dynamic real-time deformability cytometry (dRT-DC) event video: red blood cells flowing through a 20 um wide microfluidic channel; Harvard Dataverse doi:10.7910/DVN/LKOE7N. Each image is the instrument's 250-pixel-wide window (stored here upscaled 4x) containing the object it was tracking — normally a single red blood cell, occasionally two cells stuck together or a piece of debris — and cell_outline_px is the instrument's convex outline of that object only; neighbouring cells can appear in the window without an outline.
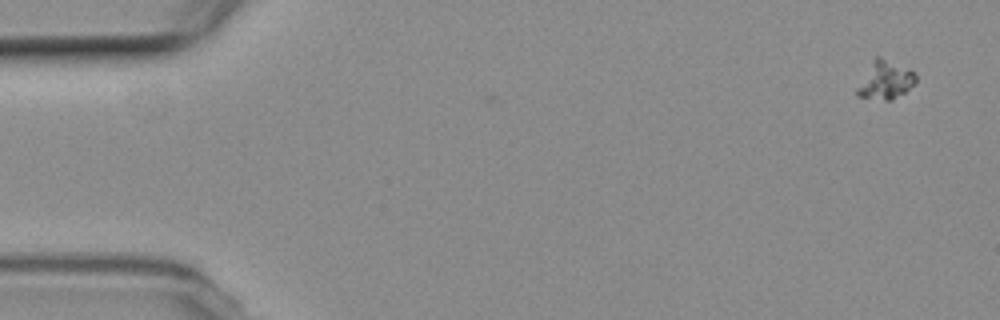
{"species": "common noctule bat (a hibernating species)", "species_latin": "Nyctalus noctula", "temperature_condition": "room temperature", "stored_images_in_passage": 56, "camera_frame_rate_fps": 3000, "um_per_image_px": 0.085, "animal": {"sex": "female", "body_mass_g": 19.3, "forearm_length_mm": 54.1}, "frame": {"image": 1, "passage_image": 1, "time_ms": 0.0, "image_size_px": [1000, 320], "cell_outline_px": [[916, 80], [904, 92], [892, 100], [884, 100], [856, 96], [856, 88], [872, 60], [876, 56], [880, 56], [912, 72], [916, 76]], "centroid_in_image_um": [75.18, 6.83], "position_along_channel_um": 9.8, "area_um2": 12.6}}
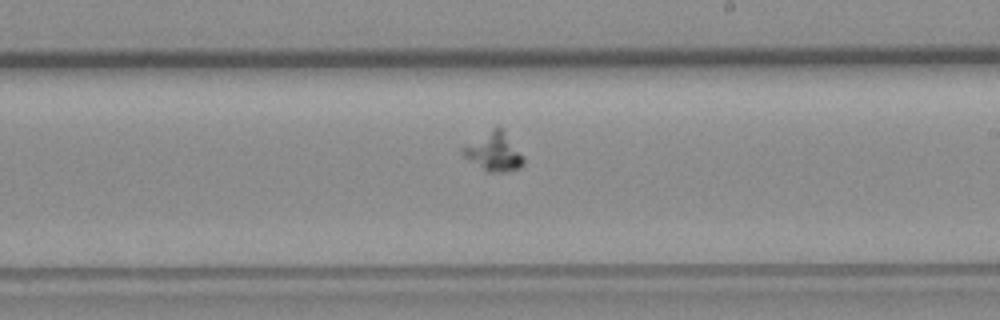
{"frame": {"image": 2, "passage_image": 32, "time_ms": 10.333, "image_size_px": [1000, 320], "cell_outline_px": [[524, 164], [520, 168], [504, 172], [488, 172], [464, 156], [460, 152], [460, 148], [492, 128], [500, 128], [504, 132], [524, 160]], "centroid_in_image_um": [41.93, 12.93], "position_along_channel_um": 247.1, "area_um2": 13.06}}
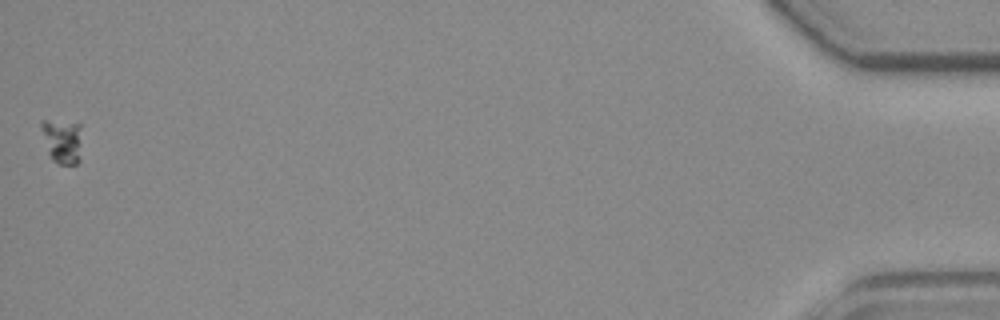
{"frame": {"image": 3, "passage_image": 56, "time_ms": 18.333, "image_size_px": [1000, 320], "cell_outline_px": [[80, 160], [76, 164], [60, 164], [48, 152], [40, 128], [40, 120], [44, 120], [80, 124]], "centroid_in_image_um": [5.28, 11.97], "position_along_channel_um": 429.9, "area_um2": 10.23}}